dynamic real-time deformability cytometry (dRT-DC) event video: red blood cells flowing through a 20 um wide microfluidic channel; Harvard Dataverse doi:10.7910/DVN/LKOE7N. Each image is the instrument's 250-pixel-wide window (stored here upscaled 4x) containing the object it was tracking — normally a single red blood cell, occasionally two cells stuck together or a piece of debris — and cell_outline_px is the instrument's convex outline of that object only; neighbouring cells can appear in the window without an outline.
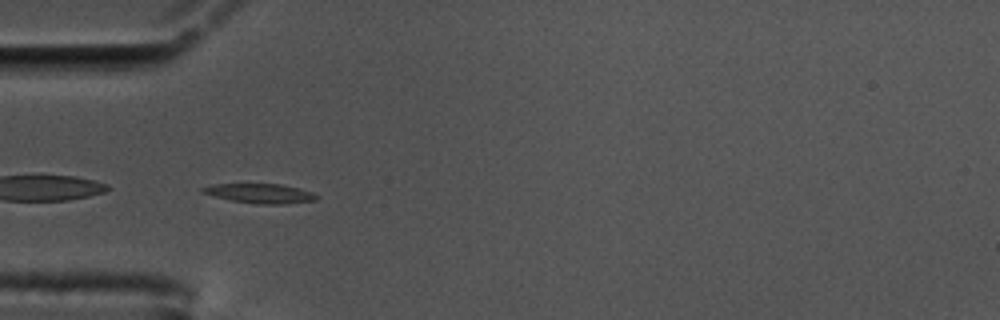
{"species": "common noctule bat (a hibernating species)", "species_latin": "Nyctalus noctula", "temperature_condition": "cold", "stored_images_in_passage": 5, "camera_frame_rate_fps": 3000, "um_per_image_px": 0.085, "animal": {"sex": "male", "body_mass_g": 17.5, "forearm_length_mm": 52.3}, "frame": {"image": 1, "passage_image": 1, "time_ms": 0.0, "image_size_px": [1000, 320], "cell_outline_px": [[320, 196], [316, 200], [284, 204], [256, 204], [232, 200], [200, 192], [200, 188], [212, 184], [280, 184], [300, 188], [312, 192]], "centroid_in_image_um": [22.14, 16.44], "position_along_channel_um": 62.9, "area_um2": 12.95}}